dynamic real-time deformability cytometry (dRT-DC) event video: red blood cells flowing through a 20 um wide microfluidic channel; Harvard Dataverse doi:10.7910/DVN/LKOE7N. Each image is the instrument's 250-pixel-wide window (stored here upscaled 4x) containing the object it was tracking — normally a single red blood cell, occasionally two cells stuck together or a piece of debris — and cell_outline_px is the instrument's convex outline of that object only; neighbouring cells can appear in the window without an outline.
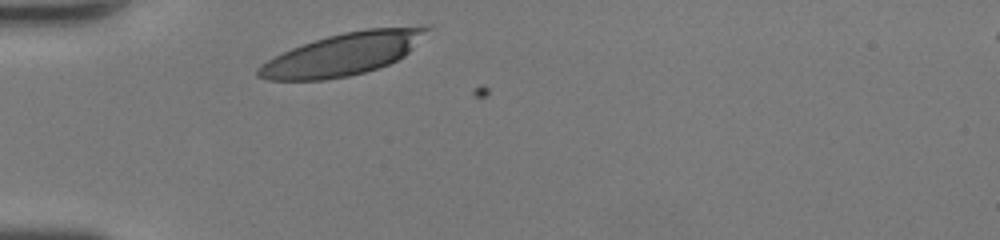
{"species": "human", "species_latin": "Homo sapiens", "temperature_condition": "room temperature", "stored_images_in_passage": 26, "camera_frame_rate_fps": 3000, "um_per_image_px": 0.085, "donor": {"sex": "female"}, "frame": {"image": 1, "passage_image": 1, "time_ms": 0.0, "image_size_px": [1000, 240], "cell_outline_px": [[432, 28], [404, 56], [388, 64], [364, 72], [348, 76], [324, 80], [268, 80], [256, 76], [256, 68], [268, 60], [292, 48], [328, 36], [344, 32], [368, 28], [428, 24], [432, 24]], "centroid_in_image_um": [29.21, 4.58], "position_along_channel_um": 55.8, "area_um2": 41.5}}
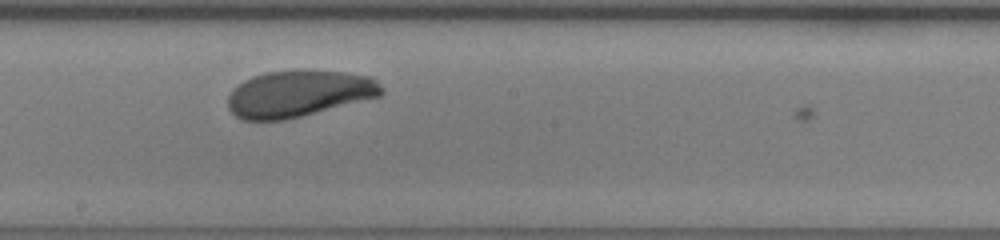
{"frame": {"image": 2, "passage_image": 14, "time_ms": 4.333, "image_size_px": [1000, 240], "cell_outline_px": [[384, 92], [380, 96], [284, 120], [244, 120], [236, 116], [228, 108], [228, 96], [232, 88], [244, 80], [252, 76], [264, 72], [296, 68], [344, 72], [372, 76], [380, 84]], "centroid_in_image_um": [25.37, 7.92], "position_along_channel_um": 222.8, "area_um2": 42.14}}
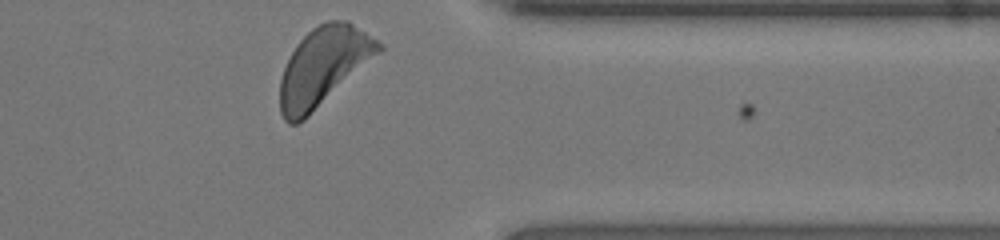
{"frame": {"image": 3, "passage_image": 26, "time_ms": 8.333, "image_size_px": [1000, 240], "cell_outline_px": [[384, 48], [380, 52], [304, 120], [296, 124], [288, 124], [284, 120], [280, 112], [280, 80], [284, 68], [296, 44], [312, 28], [328, 20], [348, 20], [384, 44]], "centroid_in_image_um": [27.48, 5.64], "position_along_channel_um": 383.9, "area_um2": 44.62}, "authors_computed_cell_mechanics": {"area_um2": 42.1073, "velocity_mm_per_s": 4.2105, "shape_relaxation_time_tau1_ms": 2.7268, "shape_relaxation_time_tau2_ms": 8.7966, "deformation_change_tau1": 0.1346, "deformation_change_tau2": 0.1818}}